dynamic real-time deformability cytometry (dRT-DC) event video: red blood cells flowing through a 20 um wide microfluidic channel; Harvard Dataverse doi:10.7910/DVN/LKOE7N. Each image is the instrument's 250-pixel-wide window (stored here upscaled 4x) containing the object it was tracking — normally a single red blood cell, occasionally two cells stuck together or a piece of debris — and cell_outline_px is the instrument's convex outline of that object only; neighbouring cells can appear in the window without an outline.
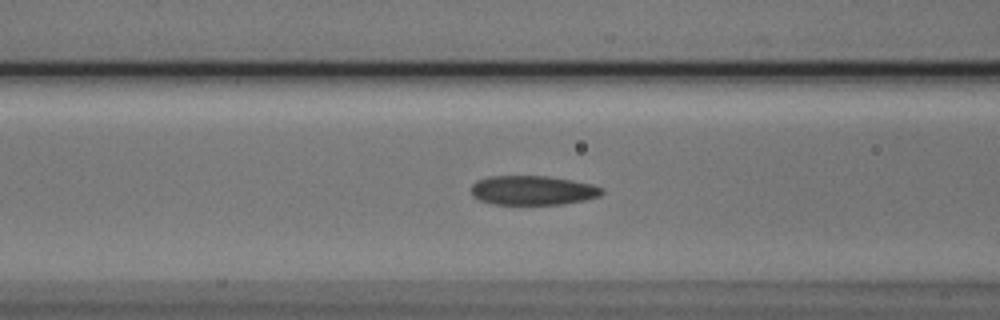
{"species": "Egyptian fruit bat (a non-hibernating species)", "species_latin": "Rousettus aegyptiacus", "temperature_condition": "cold", "stored_images_in_passage": 50, "camera_frame_rate_fps": 3000, "um_per_image_px": 0.085, "animal": {"sex": "male"}, "frame": {"image": 1, "passage_image": 17, "time_ms": 5.333, "image_size_px": [1000, 320], "cell_outline_px": [[604, 192], [600, 196], [584, 200], [564, 204], [492, 204], [480, 200], [472, 196], [472, 184], [476, 180], [488, 176], [544, 176], [572, 180], [592, 184], [604, 188]], "centroid_in_image_um": [45.29, 16.18], "position_along_channel_um": 121.3, "area_um2": 22.43}}
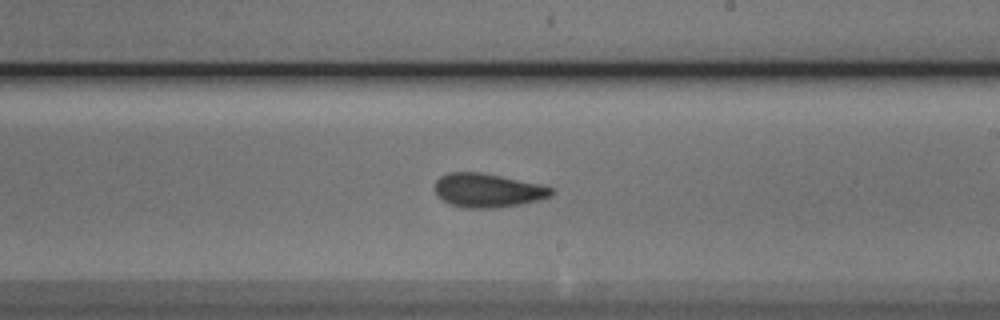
{"frame": {"image": 2, "passage_image": 27, "time_ms": 8.667, "image_size_px": [1000, 320], "cell_outline_px": [[556, 192], [552, 196], [540, 200], [500, 208], [464, 208], [452, 204], [444, 200], [436, 192], [436, 180], [440, 176], [448, 172], [480, 172], [500, 176], [536, 184], [552, 188]], "centroid_in_image_um": [41.48, 16.19], "position_along_channel_um": 247.5, "area_um2": 22.77}}
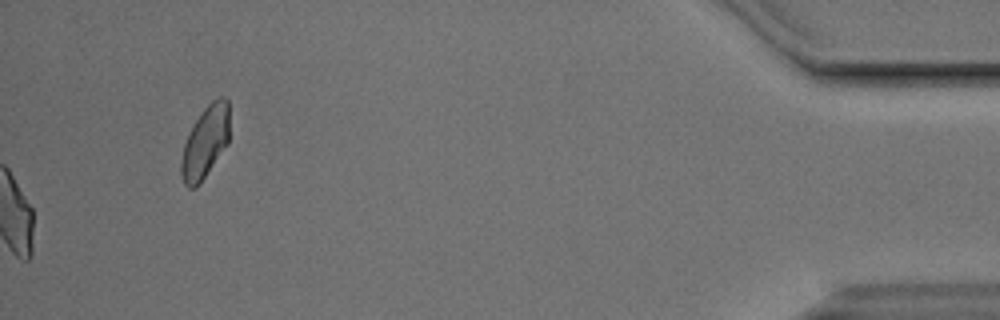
{"frame": {"image": 3, "passage_image": 50, "time_ms": 16.333, "image_size_px": [1000, 320], "cell_outline_px": [[228, 144], [200, 184], [196, 188], [188, 188], [184, 184], [180, 172], [180, 164], [184, 144], [196, 120], [204, 108], [212, 100], [220, 96], [224, 96], [228, 100]], "centroid_in_image_um": [17.44, 12.11], "position_along_channel_um": 417.8, "area_um2": 20.17}, "authors_computed_cell_mechanics": {"area_um2": 22.5998, "velocity_mm_per_s": 3.7915, "shape_relaxation_time_tau1_ms": 7.0548, "shape_relaxation_time_tau2_ms": 2.6176, "deformation_change_tau1": 0.1636, "deformation_change_tau2": 0.0867}}